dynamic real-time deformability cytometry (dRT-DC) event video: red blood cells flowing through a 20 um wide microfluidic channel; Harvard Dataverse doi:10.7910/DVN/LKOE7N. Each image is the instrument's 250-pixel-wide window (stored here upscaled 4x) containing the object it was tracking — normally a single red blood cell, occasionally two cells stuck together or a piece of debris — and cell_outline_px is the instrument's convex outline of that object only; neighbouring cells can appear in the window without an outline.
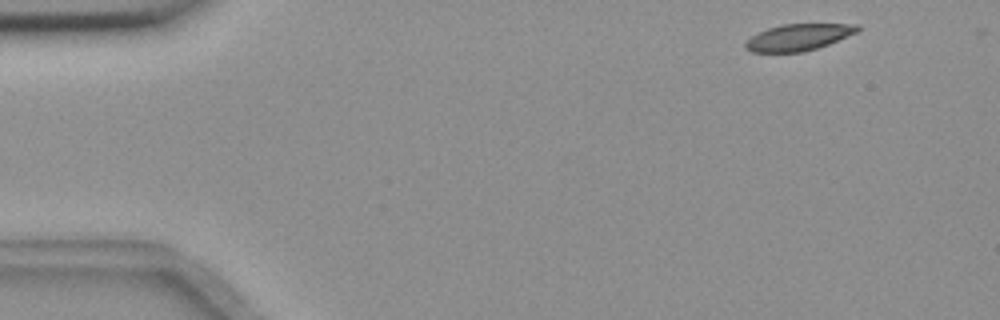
{"species": "common noctule bat (a hibernating species)", "species_latin": "Nyctalus noctula", "temperature_condition": "room temperature", "stored_images_in_passage": 2, "camera_frame_rate_fps": 3000, "um_per_image_px": 0.085, "animal": {"sex": "female", "body_mass_g": 18.4}, "frame": {"image": 1, "passage_image": 2, "time_ms": 0.333, "image_size_px": [1000, 320], "cell_outline_px": [[860, 28], [856, 32], [828, 44], [804, 52], [752, 52], [744, 48], [744, 44], [752, 36], [768, 28], [784, 24], [860, 24]], "centroid_in_image_um": [67.85, 3.17], "position_along_channel_um": 17.1, "area_um2": 17.11}}